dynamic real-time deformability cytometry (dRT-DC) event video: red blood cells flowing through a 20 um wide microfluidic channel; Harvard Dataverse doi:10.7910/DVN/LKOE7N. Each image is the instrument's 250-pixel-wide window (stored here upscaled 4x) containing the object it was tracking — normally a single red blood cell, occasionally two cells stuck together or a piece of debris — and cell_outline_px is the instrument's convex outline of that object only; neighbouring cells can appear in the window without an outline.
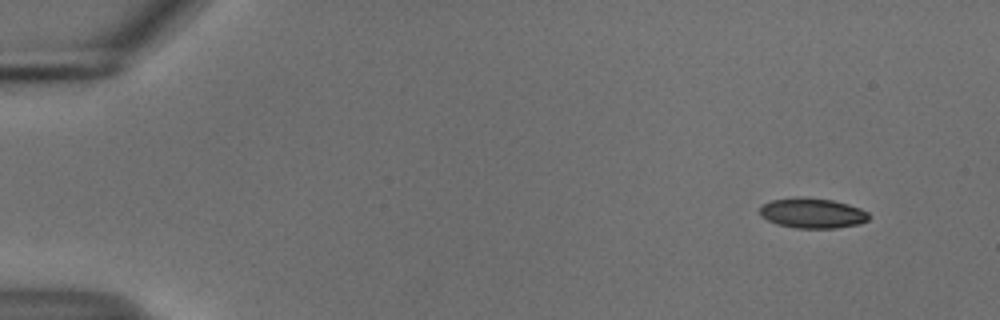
{"species": "common noctule bat (a hibernating species)", "species_latin": "Nyctalus noctula", "temperature_condition": "cold", "stored_images_in_passage": 51, "camera_frame_rate_fps": 3000, "um_per_image_px": 0.085, "animal": {"sex": "male", "body_mass_g": 18.8}, "frame": {"image": 1, "passage_image": 1, "time_ms": 0.0, "image_size_px": [1000, 320], "cell_outline_px": [[872, 216], [868, 220], [860, 224], [836, 228], [796, 228], [776, 224], [760, 216], [760, 208], [764, 204], [772, 200], [796, 196], [804, 196], [832, 200], [848, 204], [860, 208], [868, 212]], "centroid_in_image_um": [69.07, 18.11], "position_along_channel_um": 15.9, "area_um2": 19.42}}
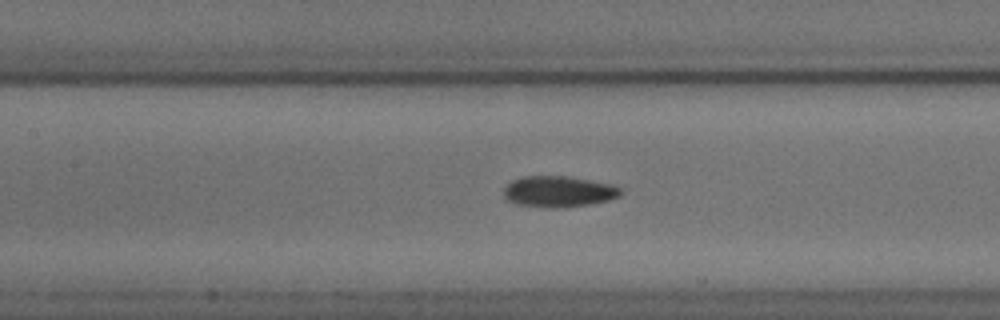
{"frame": {"image": 2, "passage_image": 22, "time_ms": 7.0, "image_size_px": [1000, 320], "cell_outline_px": [[620, 196], [608, 200], [592, 204], [560, 208], [516, 204], [508, 200], [504, 196], [504, 188], [512, 180], [524, 176], [568, 176], [612, 184], [620, 188]], "centroid_in_image_um": [47.48, 16.28], "position_along_channel_um": 159.9, "area_um2": 21.04}}
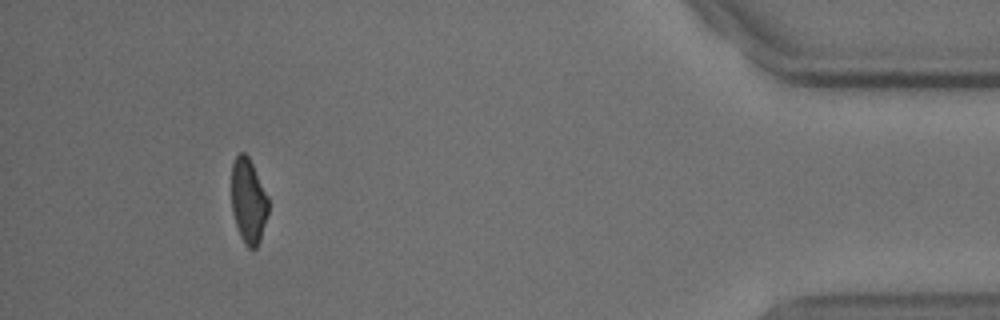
{"frame": {"image": 3, "passage_image": 47, "time_ms": 15.333, "image_size_px": [1000, 320], "cell_outline_px": [[268, 212], [260, 240], [256, 248], [248, 248], [244, 244], [240, 236], [232, 212], [232, 164], [236, 156], [240, 152], [244, 152], [248, 156], [268, 196]], "centroid_in_image_um": [21.11, 17.09], "position_along_channel_um": 414.1, "area_um2": 18.09}, "authors_computed_cell_mechanics": {"area_um2": 19.9988, "velocity_mm_per_s": 3.7264, "shape_relaxation_time_tau1_ms": 5.2284, "shape_relaxation_time_tau2_ms": 5.1646, "deformation_change_tau1": 0.1159, "deformation_change_tau2": 0.0923}}